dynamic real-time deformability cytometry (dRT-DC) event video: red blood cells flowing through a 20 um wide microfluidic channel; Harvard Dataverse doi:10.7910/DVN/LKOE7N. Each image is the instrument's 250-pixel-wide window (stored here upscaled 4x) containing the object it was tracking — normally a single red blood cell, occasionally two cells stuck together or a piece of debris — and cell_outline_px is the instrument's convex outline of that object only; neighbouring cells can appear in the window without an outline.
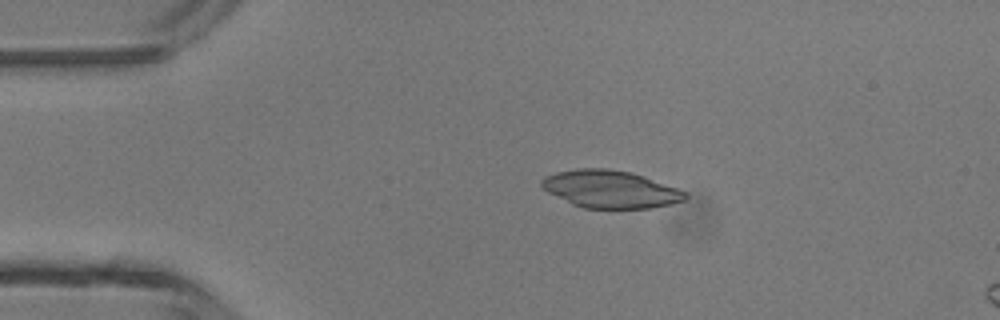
{"species": "common noctule bat (a hibernating species)", "species_latin": "Nyctalus noctula", "temperature_condition": "room temperature", "stored_images_in_passage": 13, "camera_frame_rate_fps": 3000, "um_per_image_px": 0.085, "animal": {"sex": "male", "body_mass_g": 13.3}, "frame": {"image": 1, "passage_image": 8, "time_ms": 2.333, "image_size_px": [1000, 320], "cell_outline_px": [[688, 196], [684, 200], [672, 204], [652, 208], [584, 208], [572, 204], [548, 192], [540, 184], [540, 180], [544, 176], [556, 172], [576, 168], [608, 168], [632, 172], [644, 176], [688, 192]], "centroid_in_image_um": [51.88, 16.07], "position_along_channel_um": 33.1, "area_um2": 31.56}}